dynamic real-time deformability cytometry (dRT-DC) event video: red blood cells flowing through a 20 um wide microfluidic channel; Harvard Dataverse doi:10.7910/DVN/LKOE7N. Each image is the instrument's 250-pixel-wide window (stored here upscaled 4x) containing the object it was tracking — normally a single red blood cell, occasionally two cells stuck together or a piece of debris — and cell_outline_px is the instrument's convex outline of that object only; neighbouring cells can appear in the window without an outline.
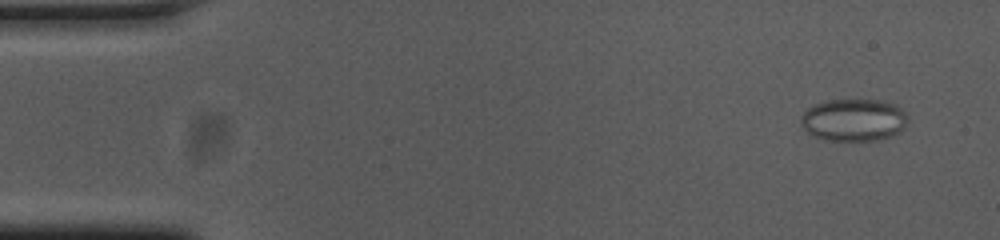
{"species": "common noctule bat (a hibernating species)", "species_latin": "Nyctalus noctula", "temperature_condition": "cold", "stored_images_in_passage": 55, "camera_frame_rate_fps": 3000, "um_per_image_px": 0.085, "animal": {"sex": "female", "body_mass_g": 23.0, "forearm_length_mm": 53.4}, "frame": {"image": 1, "passage_image": 4, "time_ms": 1.0, "image_size_px": [1000, 240], "cell_outline_px": [[908, 120], [904, 128], [900, 132], [876, 140], [824, 140], [808, 132], [800, 124], [800, 116], [808, 108], [816, 104], [828, 100], [892, 100], [908, 116]], "centroid_in_image_um": [72.59, 10.18], "position_along_channel_um": 12.4, "area_um2": 26.47}}
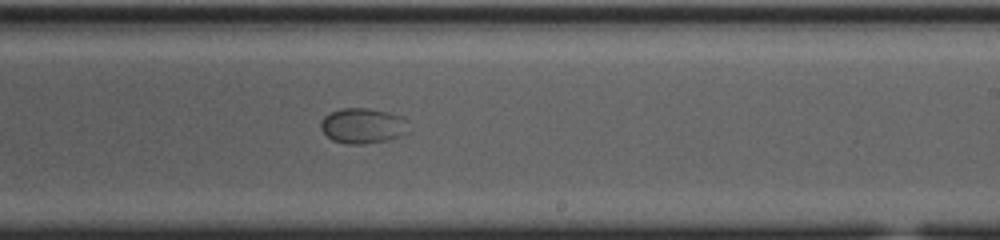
{"frame": {"image": 2, "passage_image": 33, "time_ms": 10.667, "image_size_px": [1000, 240], "cell_outline_px": [[408, 132], [400, 136], [388, 140], [364, 144], [348, 144], [332, 140], [320, 128], [320, 120], [324, 116], [340, 108], [368, 108], [388, 112], [400, 116], [408, 120]], "centroid_in_image_um": [30.84, 10.69], "position_along_channel_um": 258.2, "area_um2": 18.21}}
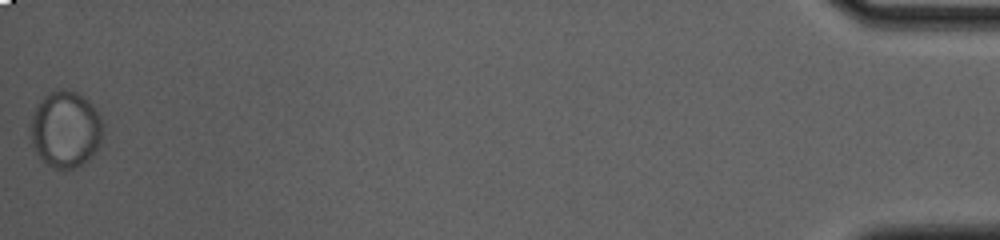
{"frame": {"image": 3, "passage_image": 55, "time_ms": 18.0, "image_size_px": [1000, 240], "cell_outline_px": [[104, 124], [100, 144], [88, 160], [72, 168], [56, 168], [40, 160], [32, 144], [32, 116], [40, 100], [48, 92], [64, 88], [80, 92], [92, 104], [100, 116]], "centroid_in_image_um": [5.59, 10.95], "position_along_channel_um": 429.6, "area_um2": 32.25}, "authors_computed_cell_mechanics": {"area_um2": 23.7558, "velocity_mm_per_s": 3.6999, "shape_relaxation_time_tau1_ms": 10.1938, "shape_relaxation_time_tau2_ms": null, "deformation_change_tau1": 0.1167, "deformation_change_tau2": null}}